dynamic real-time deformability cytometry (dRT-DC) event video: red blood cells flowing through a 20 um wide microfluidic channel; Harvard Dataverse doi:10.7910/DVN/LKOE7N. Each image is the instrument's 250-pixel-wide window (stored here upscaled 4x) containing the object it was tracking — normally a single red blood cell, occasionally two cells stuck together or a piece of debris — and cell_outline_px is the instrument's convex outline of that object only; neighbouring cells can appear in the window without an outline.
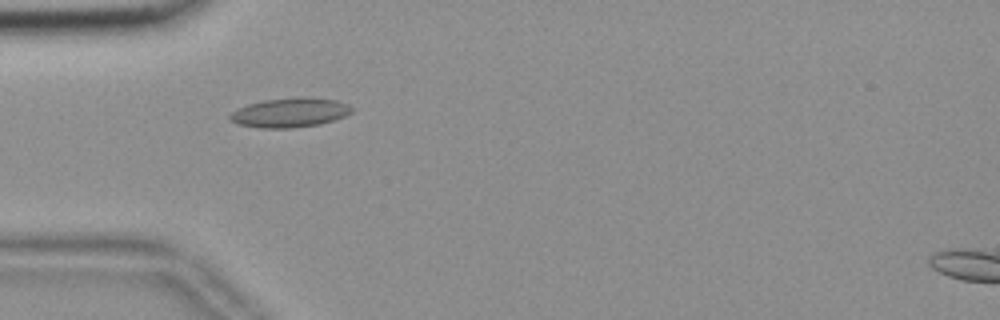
{"species": "common noctule bat (a hibernating species)", "species_latin": "Nyctalus noctula", "temperature_condition": "room temperature", "stored_images_in_passage": 55, "camera_frame_rate_fps": 3000, "um_per_image_px": 0.085, "animal": {"sex": "female", "body_mass_g": 18.4}, "frame": {"image": 1, "passage_image": 17, "time_ms": 5.333, "image_size_px": [1000, 320], "cell_outline_px": [[352, 112], [344, 116], [320, 124], [292, 128], [260, 128], [236, 124], [228, 120], [228, 116], [236, 108], [248, 104], [264, 100], [300, 96], [336, 100], [348, 104], [352, 108]], "centroid_in_image_um": [24.59, 9.57], "position_along_channel_um": 60.4, "area_um2": 21.04}}
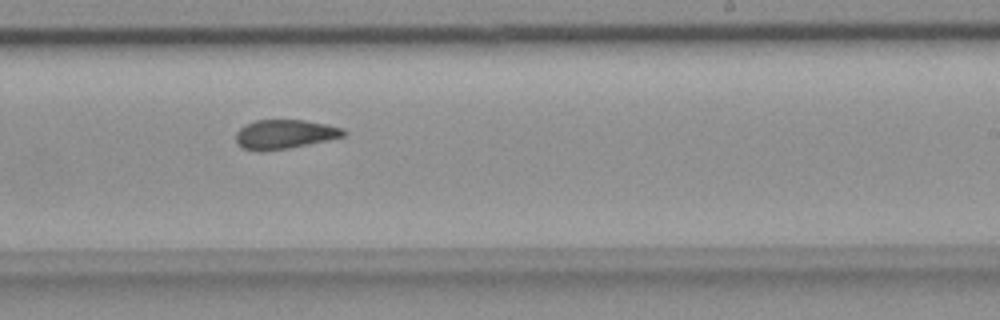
{"frame": {"image": 2, "passage_image": 34, "time_ms": 11.0, "image_size_px": [1000, 320], "cell_outline_px": [[348, 132], [344, 136], [328, 140], [288, 148], [260, 152], [244, 148], [236, 140], [236, 132], [244, 124], [256, 120], [304, 120], [344, 128]], "centroid_in_image_um": [24.2, 11.41], "position_along_channel_um": 264.8, "area_um2": 18.26}}
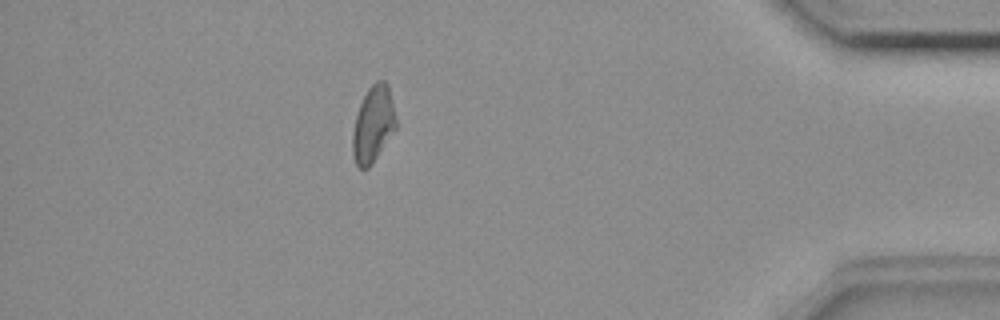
{"frame": {"image": 3, "passage_image": 49, "time_ms": 16.0, "image_size_px": [1000, 320], "cell_outline_px": [[396, 128], [372, 164], [368, 168], [360, 168], [356, 164], [352, 152], [352, 132], [356, 116], [360, 104], [368, 88], [376, 80], [384, 80], [388, 84], [396, 120]], "centroid_in_image_um": [31.71, 10.56], "position_along_channel_um": 403.5, "area_um2": 19.13}, "authors_computed_cell_mechanics": {"area_um2": 19.2474, "velocity_mm_per_s": 3.6666, "shape_relaxation_time_tau1_ms": null, "shape_relaxation_time_tau2_ms": 2.5646, "deformation_change_tau1": null, "deformation_change_tau2": 0.0733}}